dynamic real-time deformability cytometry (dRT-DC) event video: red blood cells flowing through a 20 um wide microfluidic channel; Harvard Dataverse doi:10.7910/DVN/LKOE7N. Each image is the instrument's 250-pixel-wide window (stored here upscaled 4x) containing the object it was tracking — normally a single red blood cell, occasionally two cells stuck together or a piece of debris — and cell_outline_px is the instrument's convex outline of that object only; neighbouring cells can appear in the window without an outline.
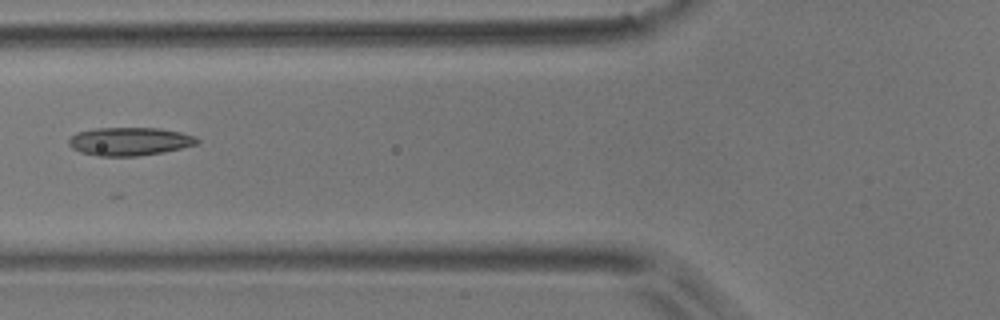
{"species": "common noctule bat (a hibernating species)", "species_latin": "Nyctalus noctula", "temperature_condition": "room temperature", "stored_images_in_passage": 5, "camera_frame_rate_fps": 3000, "um_per_image_px": 0.085, "animal": {"sex": "male", "body_mass_g": 17.9}, "frame": {"image": 1, "passage_image": 5, "time_ms": 4.667, "image_size_px": [1000, 320], "cell_outline_px": [[200, 144], [164, 152], [136, 156], [96, 156], [80, 152], [72, 148], [68, 144], [68, 140], [76, 132], [96, 128], [160, 128], [180, 132], [196, 136], [200, 140]], "centroid_in_image_um": [11.04, 12.02], "position_along_channel_um": 114.8, "area_um2": 21.33}}